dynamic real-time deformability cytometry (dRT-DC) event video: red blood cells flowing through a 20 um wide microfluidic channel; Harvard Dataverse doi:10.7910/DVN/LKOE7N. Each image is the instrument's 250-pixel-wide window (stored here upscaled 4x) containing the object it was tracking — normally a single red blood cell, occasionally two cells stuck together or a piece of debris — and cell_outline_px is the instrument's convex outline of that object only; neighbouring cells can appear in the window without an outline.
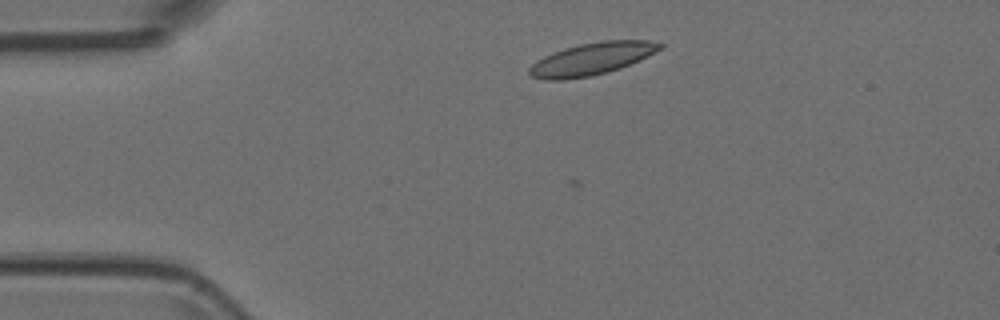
{"species": "Egyptian fruit bat (a non-hibernating species)", "species_latin": "Rousettus aegyptiacus", "temperature_condition": "room temperature", "stored_images_in_passage": 3, "camera_frame_rate_fps": 3000, "um_per_image_px": 0.085, "animal": {"sex": "female"}, "frame": {"image": 1, "passage_image": 1, "time_ms": 0.0, "image_size_px": [1000, 320], "cell_outline_px": [[664, 48], [640, 60], [620, 68], [588, 76], [564, 80], [544, 80], [532, 76], [528, 72], [528, 68], [536, 60], [552, 52], [564, 48], [580, 44], [600, 40], [648, 40], [664, 44]], "centroid_in_image_um": [50.3, 4.99], "position_along_channel_um": 34.7, "area_um2": 24.62}}
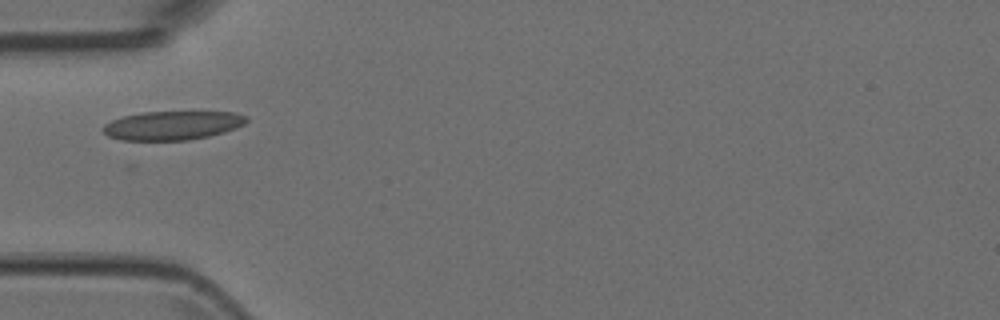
{"frame": {"image": 2, "passage_image": 3, "time_ms": 0.667, "image_size_px": [1000, 320], "cell_outline_px": [[248, 120], [244, 124], [224, 132], [208, 136], [188, 140], [120, 140], [108, 136], [100, 128], [104, 124], [112, 120], [124, 116], [144, 112], [236, 112], [248, 116]], "centroid_in_image_um": [14.65, 10.66], "position_along_channel_um": 70.4, "area_um2": 24.1}}